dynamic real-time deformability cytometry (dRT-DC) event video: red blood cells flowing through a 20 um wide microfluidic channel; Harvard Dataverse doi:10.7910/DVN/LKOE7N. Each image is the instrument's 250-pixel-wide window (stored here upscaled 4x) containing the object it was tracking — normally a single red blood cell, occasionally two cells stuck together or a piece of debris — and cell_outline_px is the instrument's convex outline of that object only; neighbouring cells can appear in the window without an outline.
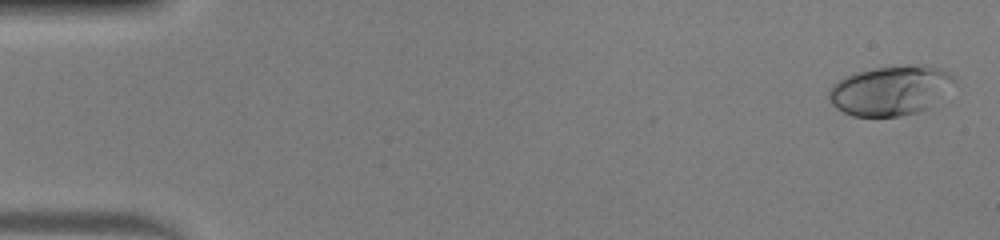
{"species": "human", "species_latin": "Homo sapiens", "temperature_condition": "warm", "stored_images_in_passage": 49, "camera_frame_rate_fps": 3000, "um_per_image_px": 0.085, "donor": {"sex": "male"}, "frame": {"image": 1, "passage_image": 2, "time_ms": 0.333, "image_size_px": [1000, 240], "cell_outline_px": [[956, 80], [928, 108], [916, 112], [900, 116], [852, 116], [836, 108], [832, 104], [828, 96], [828, 92], [832, 84], [844, 76], [856, 72], [872, 68], [924, 64], [940, 68], [948, 72]], "centroid_in_image_um": [75.63, 7.68], "position_along_channel_um": 9.4, "area_um2": 36.01}}
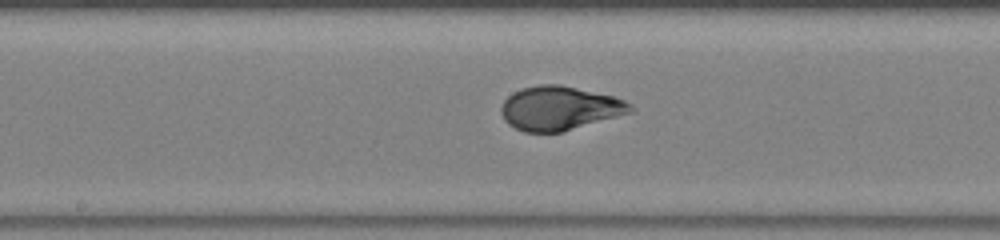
{"frame": {"image": 2, "passage_image": 26, "time_ms": 8.333, "image_size_px": [1000, 240], "cell_outline_px": [[636, 108], [632, 112], [560, 132], [524, 132], [508, 124], [504, 120], [500, 112], [500, 108], [504, 100], [512, 92], [524, 88], [540, 84], [560, 84], [612, 96], [624, 100], [632, 104]], "centroid_in_image_um": [47.54, 9.19], "position_along_channel_um": 200.7, "area_um2": 32.95}}
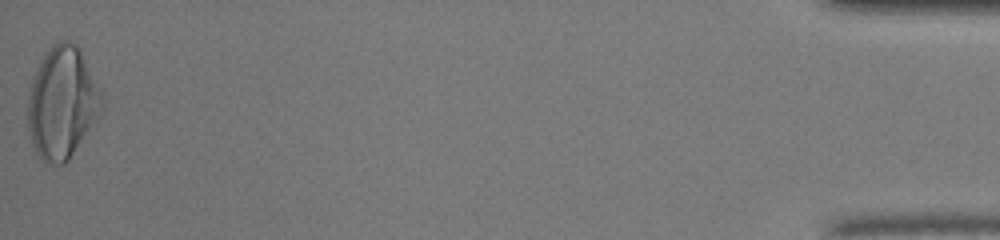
{"frame": {"image": 3, "passage_image": 49, "time_ms": 16.0, "image_size_px": [1000, 240], "cell_outline_px": [[104, 108], [100, 116], [68, 160], [64, 164], [56, 164], [40, 160], [32, 144], [28, 128], [28, 96], [32, 76], [40, 60], [48, 48], [52, 44], [60, 40], [72, 40], [76, 44], [104, 96]], "centroid_in_image_um": [5.29, 8.73], "position_along_channel_um": 429.9, "area_um2": 48.61}, "authors_computed_cell_mechanics": {"area_um2": 32.946, "velocity_mm_per_s": 4.2626, "shape_relaxation_time_tau1_ms": 7.5744, "shape_relaxation_time_tau2_ms": null, "deformation_change_tau1": 0.3131, "deformation_change_tau2": null}}